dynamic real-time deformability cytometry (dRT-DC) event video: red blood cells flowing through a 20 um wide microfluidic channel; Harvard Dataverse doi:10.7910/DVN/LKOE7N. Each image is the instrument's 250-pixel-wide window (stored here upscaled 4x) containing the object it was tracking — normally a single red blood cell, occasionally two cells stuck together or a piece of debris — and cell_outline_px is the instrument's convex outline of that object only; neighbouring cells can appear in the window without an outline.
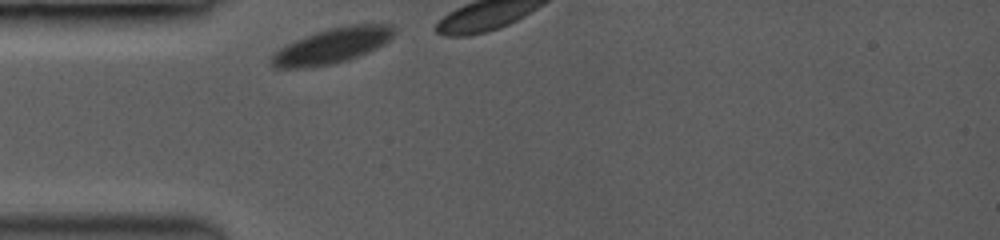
{"species": "common noctule bat (a hibernating species)", "species_latin": "Nyctalus noctula", "temperature_condition": "room temperature", "stored_images_in_passage": 5, "camera_frame_rate_fps": 3500, "um_per_image_px": 0.085, "animal": {"sex": "female", "body_mass_g": 19.0, "forearm_length_mm": 53.3}, "frame": {"image": 1, "passage_image": 1, "time_ms": 0.0, "image_size_px": [1000, 240], "cell_outline_px": [[396, 28], [392, 40], [376, 48], [348, 60], [332, 64], [304, 68], [276, 68], [268, 60], [272, 52], [284, 44], [304, 36], [328, 28], [348, 24], [392, 24]], "centroid_in_image_um": [28.2, 3.88], "position_along_channel_um": 56.8, "area_um2": 25.72}}